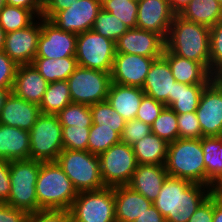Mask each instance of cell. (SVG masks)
<instances>
[{
	"mask_svg": "<svg viewBox=\"0 0 222 222\" xmlns=\"http://www.w3.org/2000/svg\"><path fill=\"white\" fill-rule=\"evenodd\" d=\"M128 29L120 19L103 8L99 11L92 27V30L115 43Z\"/></svg>",
	"mask_w": 222,
	"mask_h": 222,
	"instance_id": "8d00e7d4",
	"label": "cell"
},
{
	"mask_svg": "<svg viewBox=\"0 0 222 222\" xmlns=\"http://www.w3.org/2000/svg\"><path fill=\"white\" fill-rule=\"evenodd\" d=\"M17 67L4 51H0V89H13Z\"/></svg>",
	"mask_w": 222,
	"mask_h": 222,
	"instance_id": "bcb514c9",
	"label": "cell"
},
{
	"mask_svg": "<svg viewBox=\"0 0 222 222\" xmlns=\"http://www.w3.org/2000/svg\"><path fill=\"white\" fill-rule=\"evenodd\" d=\"M155 59L158 58L116 53L110 73L112 83L142 88L149 68Z\"/></svg>",
	"mask_w": 222,
	"mask_h": 222,
	"instance_id": "9a60e30c",
	"label": "cell"
},
{
	"mask_svg": "<svg viewBox=\"0 0 222 222\" xmlns=\"http://www.w3.org/2000/svg\"><path fill=\"white\" fill-rule=\"evenodd\" d=\"M134 222H166L160 211L151 205L145 212H143Z\"/></svg>",
	"mask_w": 222,
	"mask_h": 222,
	"instance_id": "db71d44e",
	"label": "cell"
},
{
	"mask_svg": "<svg viewBox=\"0 0 222 222\" xmlns=\"http://www.w3.org/2000/svg\"><path fill=\"white\" fill-rule=\"evenodd\" d=\"M151 132L167 143L177 140L179 138L177 114L169 107H165L151 125Z\"/></svg>",
	"mask_w": 222,
	"mask_h": 222,
	"instance_id": "f35d334b",
	"label": "cell"
},
{
	"mask_svg": "<svg viewBox=\"0 0 222 222\" xmlns=\"http://www.w3.org/2000/svg\"><path fill=\"white\" fill-rule=\"evenodd\" d=\"M92 112L93 124L100 127L116 128V132L121 136L126 121L107 102H99L89 106Z\"/></svg>",
	"mask_w": 222,
	"mask_h": 222,
	"instance_id": "d590c367",
	"label": "cell"
},
{
	"mask_svg": "<svg viewBox=\"0 0 222 222\" xmlns=\"http://www.w3.org/2000/svg\"><path fill=\"white\" fill-rule=\"evenodd\" d=\"M179 16L212 27L222 20V7L218 0H191Z\"/></svg>",
	"mask_w": 222,
	"mask_h": 222,
	"instance_id": "f1b7e54d",
	"label": "cell"
},
{
	"mask_svg": "<svg viewBox=\"0 0 222 222\" xmlns=\"http://www.w3.org/2000/svg\"><path fill=\"white\" fill-rule=\"evenodd\" d=\"M5 34L6 33L0 25V51H3L4 48Z\"/></svg>",
	"mask_w": 222,
	"mask_h": 222,
	"instance_id": "680465c9",
	"label": "cell"
},
{
	"mask_svg": "<svg viewBox=\"0 0 222 222\" xmlns=\"http://www.w3.org/2000/svg\"><path fill=\"white\" fill-rule=\"evenodd\" d=\"M119 142H121V136L116 132V128H106L92 124L89 132L87 151L99 156Z\"/></svg>",
	"mask_w": 222,
	"mask_h": 222,
	"instance_id": "e575fe53",
	"label": "cell"
},
{
	"mask_svg": "<svg viewBox=\"0 0 222 222\" xmlns=\"http://www.w3.org/2000/svg\"><path fill=\"white\" fill-rule=\"evenodd\" d=\"M41 163L33 159L10 161L11 191L6 204L28 214L41 210L35 190Z\"/></svg>",
	"mask_w": 222,
	"mask_h": 222,
	"instance_id": "5b68a950",
	"label": "cell"
},
{
	"mask_svg": "<svg viewBox=\"0 0 222 222\" xmlns=\"http://www.w3.org/2000/svg\"><path fill=\"white\" fill-rule=\"evenodd\" d=\"M212 222H222V199L214 193V216Z\"/></svg>",
	"mask_w": 222,
	"mask_h": 222,
	"instance_id": "9f6ffc18",
	"label": "cell"
},
{
	"mask_svg": "<svg viewBox=\"0 0 222 222\" xmlns=\"http://www.w3.org/2000/svg\"><path fill=\"white\" fill-rule=\"evenodd\" d=\"M30 133L29 159L56 161L63 151L62 125L57 115L41 114Z\"/></svg>",
	"mask_w": 222,
	"mask_h": 222,
	"instance_id": "8992f818",
	"label": "cell"
},
{
	"mask_svg": "<svg viewBox=\"0 0 222 222\" xmlns=\"http://www.w3.org/2000/svg\"><path fill=\"white\" fill-rule=\"evenodd\" d=\"M10 161L0 160V203H6L11 191Z\"/></svg>",
	"mask_w": 222,
	"mask_h": 222,
	"instance_id": "681fc988",
	"label": "cell"
},
{
	"mask_svg": "<svg viewBox=\"0 0 222 222\" xmlns=\"http://www.w3.org/2000/svg\"><path fill=\"white\" fill-rule=\"evenodd\" d=\"M168 144L152 132L132 145L138 164H165Z\"/></svg>",
	"mask_w": 222,
	"mask_h": 222,
	"instance_id": "83f0119b",
	"label": "cell"
},
{
	"mask_svg": "<svg viewBox=\"0 0 222 222\" xmlns=\"http://www.w3.org/2000/svg\"><path fill=\"white\" fill-rule=\"evenodd\" d=\"M210 73L222 76V20L210 27Z\"/></svg>",
	"mask_w": 222,
	"mask_h": 222,
	"instance_id": "60d3db41",
	"label": "cell"
},
{
	"mask_svg": "<svg viewBox=\"0 0 222 222\" xmlns=\"http://www.w3.org/2000/svg\"><path fill=\"white\" fill-rule=\"evenodd\" d=\"M165 48L175 55L201 63L210 72V27L175 15Z\"/></svg>",
	"mask_w": 222,
	"mask_h": 222,
	"instance_id": "6da1fadb",
	"label": "cell"
},
{
	"mask_svg": "<svg viewBox=\"0 0 222 222\" xmlns=\"http://www.w3.org/2000/svg\"><path fill=\"white\" fill-rule=\"evenodd\" d=\"M12 93V89H0V114L4 103L6 102L9 95Z\"/></svg>",
	"mask_w": 222,
	"mask_h": 222,
	"instance_id": "6f0895ef",
	"label": "cell"
},
{
	"mask_svg": "<svg viewBox=\"0 0 222 222\" xmlns=\"http://www.w3.org/2000/svg\"><path fill=\"white\" fill-rule=\"evenodd\" d=\"M70 212L72 222H116L114 187L78 192Z\"/></svg>",
	"mask_w": 222,
	"mask_h": 222,
	"instance_id": "52a82bcc",
	"label": "cell"
},
{
	"mask_svg": "<svg viewBox=\"0 0 222 222\" xmlns=\"http://www.w3.org/2000/svg\"><path fill=\"white\" fill-rule=\"evenodd\" d=\"M67 82L72 102L88 106L106 101L112 83L110 73L79 65Z\"/></svg>",
	"mask_w": 222,
	"mask_h": 222,
	"instance_id": "9c48e42d",
	"label": "cell"
},
{
	"mask_svg": "<svg viewBox=\"0 0 222 222\" xmlns=\"http://www.w3.org/2000/svg\"><path fill=\"white\" fill-rule=\"evenodd\" d=\"M214 216V192L198 207L188 222H212Z\"/></svg>",
	"mask_w": 222,
	"mask_h": 222,
	"instance_id": "c3c4849f",
	"label": "cell"
},
{
	"mask_svg": "<svg viewBox=\"0 0 222 222\" xmlns=\"http://www.w3.org/2000/svg\"><path fill=\"white\" fill-rule=\"evenodd\" d=\"M162 57L168 62L175 80L182 84H209L215 77L199 62L188 60L164 48Z\"/></svg>",
	"mask_w": 222,
	"mask_h": 222,
	"instance_id": "603a6c76",
	"label": "cell"
},
{
	"mask_svg": "<svg viewBox=\"0 0 222 222\" xmlns=\"http://www.w3.org/2000/svg\"><path fill=\"white\" fill-rule=\"evenodd\" d=\"M48 82L32 66L18 65L12 92L25 101L40 105Z\"/></svg>",
	"mask_w": 222,
	"mask_h": 222,
	"instance_id": "7402d4cb",
	"label": "cell"
},
{
	"mask_svg": "<svg viewBox=\"0 0 222 222\" xmlns=\"http://www.w3.org/2000/svg\"><path fill=\"white\" fill-rule=\"evenodd\" d=\"M116 222H134L153 203L129 186L114 187Z\"/></svg>",
	"mask_w": 222,
	"mask_h": 222,
	"instance_id": "cb8c5ba5",
	"label": "cell"
},
{
	"mask_svg": "<svg viewBox=\"0 0 222 222\" xmlns=\"http://www.w3.org/2000/svg\"><path fill=\"white\" fill-rule=\"evenodd\" d=\"M179 138L199 139L202 137L196 112L177 115Z\"/></svg>",
	"mask_w": 222,
	"mask_h": 222,
	"instance_id": "ee69618b",
	"label": "cell"
},
{
	"mask_svg": "<svg viewBox=\"0 0 222 222\" xmlns=\"http://www.w3.org/2000/svg\"><path fill=\"white\" fill-rule=\"evenodd\" d=\"M37 18L31 10L21 7L5 5L0 10V25L5 33L24 29Z\"/></svg>",
	"mask_w": 222,
	"mask_h": 222,
	"instance_id": "d6a6232c",
	"label": "cell"
},
{
	"mask_svg": "<svg viewBox=\"0 0 222 222\" xmlns=\"http://www.w3.org/2000/svg\"><path fill=\"white\" fill-rule=\"evenodd\" d=\"M31 64L48 83L67 80L78 66L75 56L60 59L34 58Z\"/></svg>",
	"mask_w": 222,
	"mask_h": 222,
	"instance_id": "f546056e",
	"label": "cell"
},
{
	"mask_svg": "<svg viewBox=\"0 0 222 222\" xmlns=\"http://www.w3.org/2000/svg\"><path fill=\"white\" fill-rule=\"evenodd\" d=\"M144 95L140 87L111 83L106 101L125 121H130L135 119Z\"/></svg>",
	"mask_w": 222,
	"mask_h": 222,
	"instance_id": "484cf974",
	"label": "cell"
},
{
	"mask_svg": "<svg viewBox=\"0 0 222 222\" xmlns=\"http://www.w3.org/2000/svg\"><path fill=\"white\" fill-rule=\"evenodd\" d=\"M175 82L168 62L161 57L155 59L151 64L141 89L145 95L169 107L173 103Z\"/></svg>",
	"mask_w": 222,
	"mask_h": 222,
	"instance_id": "ac0fdd59",
	"label": "cell"
},
{
	"mask_svg": "<svg viewBox=\"0 0 222 222\" xmlns=\"http://www.w3.org/2000/svg\"><path fill=\"white\" fill-rule=\"evenodd\" d=\"M208 84L174 83L173 103L169 106L177 115L196 112L202 91Z\"/></svg>",
	"mask_w": 222,
	"mask_h": 222,
	"instance_id": "4dcf8cb0",
	"label": "cell"
},
{
	"mask_svg": "<svg viewBox=\"0 0 222 222\" xmlns=\"http://www.w3.org/2000/svg\"><path fill=\"white\" fill-rule=\"evenodd\" d=\"M101 177L105 187L128 185L138 163L131 145L114 144L99 155Z\"/></svg>",
	"mask_w": 222,
	"mask_h": 222,
	"instance_id": "30bf717a",
	"label": "cell"
},
{
	"mask_svg": "<svg viewBox=\"0 0 222 222\" xmlns=\"http://www.w3.org/2000/svg\"><path fill=\"white\" fill-rule=\"evenodd\" d=\"M101 9L102 0H78L59 11L50 21L62 31L78 35L92 29Z\"/></svg>",
	"mask_w": 222,
	"mask_h": 222,
	"instance_id": "4fadbf2b",
	"label": "cell"
},
{
	"mask_svg": "<svg viewBox=\"0 0 222 222\" xmlns=\"http://www.w3.org/2000/svg\"><path fill=\"white\" fill-rule=\"evenodd\" d=\"M90 128L62 126L63 149L87 151Z\"/></svg>",
	"mask_w": 222,
	"mask_h": 222,
	"instance_id": "b9f144b4",
	"label": "cell"
},
{
	"mask_svg": "<svg viewBox=\"0 0 222 222\" xmlns=\"http://www.w3.org/2000/svg\"><path fill=\"white\" fill-rule=\"evenodd\" d=\"M174 16L169 0H140L136 27L157 33L166 40Z\"/></svg>",
	"mask_w": 222,
	"mask_h": 222,
	"instance_id": "e0dca14e",
	"label": "cell"
},
{
	"mask_svg": "<svg viewBox=\"0 0 222 222\" xmlns=\"http://www.w3.org/2000/svg\"><path fill=\"white\" fill-rule=\"evenodd\" d=\"M35 190L41 210H70L78 195L57 161L41 163Z\"/></svg>",
	"mask_w": 222,
	"mask_h": 222,
	"instance_id": "7a4b0ae2",
	"label": "cell"
},
{
	"mask_svg": "<svg viewBox=\"0 0 222 222\" xmlns=\"http://www.w3.org/2000/svg\"><path fill=\"white\" fill-rule=\"evenodd\" d=\"M57 116L62 126L91 128L93 124L91 109L85 104L71 102Z\"/></svg>",
	"mask_w": 222,
	"mask_h": 222,
	"instance_id": "74e56055",
	"label": "cell"
},
{
	"mask_svg": "<svg viewBox=\"0 0 222 222\" xmlns=\"http://www.w3.org/2000/svg\"><path fill=\"white\" fill-rule=\"evenodd\" d=\"M28 213L13 208L6 203H0V222H26Z\"/></svg>",
	"mask_w": 222,
	"mask_h": 222,
	"instance_id": "f907efd6",
	"label": "cell"
},
{
	"mask_svg": "<svg viewBox=\"0 0 222 222\" xmlns=\"http://www.w3.org/2000/svg\"><path fill=\"white\" fill-rule=\"evenodd\" d=\"M6 5L5 0H0V10Z\"/></svg>",
	"mask_w": 222,
	"mask_h": 222,
	"instance_id": "6125c7cd",
	"label": "cell"
},
{
	"mask_svg": "<svg viewBox=\"0 0 222 222\" xmlns=\"http://www.w3.org/2000/svg\"><path fill=\"white\" fill-rule=\"evenodd\" d=\"M167 176L165 164H138L127 186L153 203Z\"/></svg>",
	"mask_w": 222,
	"mask_h": 222,
	"instance_id": "44dd1931",
	"label": "cell"
},
{
	"mask_svg": "<svg viewBox=\"0 0 222 222\" xmlns=\"http://www.w3.org/2000/svg\"><path fill=\"white\" fill-rule=\"evenodd\" d=\"M196 116L202 137L222 136V76L215 77L202 91Z\"/></svg>",
	"mask_w": 222,
	"mask_h": 222,
	"instance_id": "8fae6325",
	"label": "cell"
},
{
	"mask_svg": "<svg viewBox=\"0 0 222 222\" xmlns=\"http://www.w3.org/2000/svg\"><path fill=\"white\" fill-rule=\"evenodd\" d=\"M6 5L16 6L31 10L37 17H42L44 6L39 0H5Z\"/></svg>",
	"mask_w": 222,
	"mask_h": 222,
	"instance_id": "f5cc1de1",
	"label": "cell"
},
{
	"mask_svg": "<svg viewBox=\"0 0 222 222\" xmlns=\"http://www.w3.org/2000/svg\"><path fill=\"white\" fill-rule=\"evenodd\" d=\"M50 0H39V2L45 7Z\"/></svg>",
	"mask_w": 222,
	"mask_h": 222,
	"instance_id": "94428289",
	"label": "cell"
},
{
	"mask_svg": "<svg viewBox=\"0 0 222 222\" xmlns=\"http://www.w3.org/2000/svg\"><path fill=\"white\" fill-rule=\"evenodd\" d=\"M40 115L38 104L25 101L12 92L2 108L0 124L29 132Z\"/></svg>",
	"mask_w": 222,
	"mask_h": 222,
	"instance_id": "ffe728a7",
	"label": "cell"
},
{
	"mask_svg": "<svg viewBox=\"0 0 222 222\" xmlns=\"http://www.w3.org/2000/svg\"><path fill=\"white\" fill-rule=\"evenodd\" d=\"M151 133V126L140 120L132 119L126 121L121 134V142L133 145Z\"/></svg>",
	"mask_w": 222,
	"mask_h": 222,
	"instance_id": "f6af8a7d",
	"label": "cell"
},
{
	"mask_svg": "<svg viewBox=\"0 0 222 222\" xmlns=\"http://www.w3.org/2000/svg\"><path fill=\"white\" fill-rule=\"evenodd\" d=\"M191 0H169L171 11L175 15H179Z\"/></svg>",
	"mask_w": 222,
	"mask_h": 222,
	"instance_id": "11a10c76",
	"label": "cell"
},
{
	"mask_svg": "<svg viewBox=\"0 0 222 222\" xmlns=\"http://www.w3.org/2000/svg\"><path fill=\"white\" fill-rule=\"evenodd\" d=\"M214 193L222 199V181L215 186Z\"/></svg>",
	"mask_w": 222,
	"mask_h": 222,
	"instance_id": "91938a15",
	"label": "cell"
},
{
	"mask_svg": "<svg viewBox=\"0 0 222 222\" xmlns=\"http://www.w3.org/2000/svg\"><path fill=\"white\" fill-rule=\"evenodd\" d=\"M56 161L77 192L97 191L105 188L98 155L89 151L63 149Z\"/></svg>",
	"mask_w": 222,
	"mask_h": 222,
	"instance_id": "277c9868",
	"label": "cell"
},
{
	"mask_svg": "<svg viewBox=\"0 0 222 222\" xmlns=\"http://www.w3.org/2000/svg\"><path fill=\"white\" fill-rule=\"evenodd\" d=\"M165 40L157 33L140 28L128 29L116 42V53L161 58Z\"/></svg>",
	"mask_w": 222,
	"mask_h": 222,
	"instance_id": "2e32d148",
	"label": "cell"
},
{
	"mask_svg": "<svg viewBox=\"0 0 222 222\" xmlns=\"http://www.w3.org/2000/svg\"><path fill=\"white\" fill-rule=\"evenodd\" d=\"M218 1H219L220 5H221V7H222V0H218Z\"/></svg>",
	"mask_w": 222,
	"mask_h": 222,
	"instance_id": "be15d7a7",
	"label": "cell"
},
{
	"mask_svg": "<svg viewBox=\"0 0 222 222\" xmlns=\"http://www.w3.org/2000/svg\"><path fill=\"white\" fill-rule=\"evenodd\" d=\"M214 192V189L177 178L176 219L167 222H188L198 207Z\"/></svg>",
	"mask_w": 222,
	"mask_h": 222,
	"instance_id": "d6986e66",
	"label": "cell"
},
{
	"mask_svg": "<svg viewBox=\"0 0 222 222\" xmlns=\"http://www.w3.org/2000/svg\"><path fill=\"white\" fill-rule=\"evenodd\" d=\"M75 1L78 0H50L44 7L42 17L51 20L59 11L65 10Z\"/></svg>",
	"mask_w": 222,
	"mask_h": 222,
	"instance_id": "816d5d0a",
	"label": "cell"
},
{
	"mask_svg": "<svg viewBox=\"0 0 222 222\" xmlns=\"http://www.w3.org/2000/svg\"><path fill=\"white\" fill-rule=\"evenodd\" d=\"M165 107L166 106L164 103L156 101L152 97L144 95L135 119L140 120L143 123L149 124L151 126Z\"/></svg>",
	"mask_w": 222,
	"mask_h": 222,
	"instance_id": "7bdbcfd3",
	"label": "cell"
},
{
	"mask_svg": "<svg viewBox=\"0 0 222 222\" xmlns=\"http://www.w3.org/2000/svg\"><path fill=\"white\" fill-rule=\"evenodd\" d=\"M30 154V133L0 124V160H27Z\"/></svg>",
	"mask_w": 222,
	"mask_h": 222,
	"instance_id": "d4e9b609",
	"label": "cell"
},
{
	"mask_svg": "<svg viewBox=\"0 0 222 222\" xmlns=\"http://www.w3.org/2000/svg\"><path fill=\"white\" fill-rule=\"evenodd\" d=\"M72 102L67 80L48 83L42 102L41 114L57 115Z\"/></svg>",
	"mask_w": 222,
	"mask_h": 222,
	"instance_id": "1f68e13d",
	"label": "cell"
},
{
	"mask_svg": "<svg viewBox=\"0 0 222 222\" xmlns=\"http://www.w3.org/2000/svg\"><path fill=\"white\" fill-rule=\"evenodd\" d=\"M176 203L177 177L167 176L153 205L167 222L169 219H176Z\"/></svg>",
	"mask_w": 222,
	"mask_h": 222,
	"instance_id": "836d02e7",
	"label": "cell"
},
{
	"mask_svg": "<svg viewBox=\"0 0 222 222\" xmlns=\"http://www.w3.org/2000/svg\"><path fill=\"white\" fill-rule=\"evenodd\" d=\"M26 222H72L70 210L47 209L29 213Z\"/></svg>",
	"mask_w": 222,
	"mask_h": 222,
	"instance_id": "7dc6e473",
	"label": "cell"
},
{
	"mask_svg": "<svg viewBox=\"0 0 222 222\" xmlns=\"http://www.w3.org/2000/svg\"><path fill=\"white\" fill-rule=\"evenodd\" d=\"M102 8L120 19L129 29L136 28L138 2L133 0H102Z\"/></svg>",
	"mask_w": 222,
	"mask_h": 222,
	"instance_id": "ab89813d",
	"label": "cell"
},
{
	"mask_svg": "<svg viewBox=\"0 0 222 222\" xmlns=\"http://www.w3.org/2000/svg\"><path fill=\"white\" fill-rule=\"evenodd\" d=\"M115 55L116 43L94 30L77 35L75 58L79 66L111 73Z\"/></svg>",
	"mask_w": 222,
	"mask_h": 222,
	"instance_id": "ba28073f",
	"label": "cell"
},
{
	"mask_svg": "<svg viewBox=\"0 0 222 222\" xmlns=\"http://www.w3.org/2000/svg\"><path fill=\"white\" fill-rule=\"evenodd\" d=\"M77 34L62 31L50 20L41 17V34L35 58L60 59L76 54Z\"/></svg>",
	"mask_w": 222,
	"mask_h": 222,
	"instance_id": "7c38bea8",
	"label": "cell"
},
{
	"mask_svg": "<svg viewBox=\"0 0 222 222\" xmlns=\"http://www.w3.org/2000/svg\"><path fill=\"white\" fill-rule=\"evenodd\" d=\"M206 186L215 188L222 181V136L201 137Z\"/></svg>",
	"mask_w": 222,
	"mask_h": 222,
	"instance_id": "4316f807",
	"label": "cell"
},
{
	"mask_svg": "<svg viewBox=\"0 0 222 222\" xmlns=\"http://www.w3.org/2000/svg\"><path fill=\"white\" fill-rule=\"evenodd\" d=\"M165 168L168 176L206 185L201 138H178L169 143Z\"/></svg>",
	"mask_w": 222,
	"mask_h": 222,
	"instance_id": "3957f363",
	"label": "cell"
},
{
	"mask_svg": "<svg viewBox=\"0 0 222 222\" xmlns=\"http://www.w3.org/2000/svg\"><path fill=\"white\" fill-rule=\"evenodd\" d=\"M41 17L30 26L5 34L3 51L17 64H31L37 53Z\"/></svg>",
	"mask_w": 222,
	"mask_h": 222,
	"instance_id": "5bb4252c",
	"label": "cell"
}]
</instances>
